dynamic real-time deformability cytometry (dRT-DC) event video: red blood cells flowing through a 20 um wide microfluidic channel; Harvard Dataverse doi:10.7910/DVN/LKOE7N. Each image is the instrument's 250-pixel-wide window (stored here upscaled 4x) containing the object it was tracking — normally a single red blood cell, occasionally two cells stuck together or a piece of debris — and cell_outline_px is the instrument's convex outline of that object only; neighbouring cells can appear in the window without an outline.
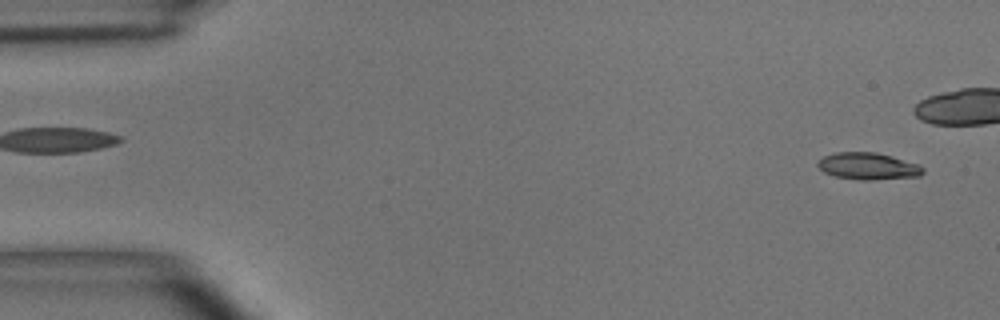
{"species": "common noctule bat (a hibernating species)", "species_latin": "Nyctalus noctula", "temperature_condition": "room temperature", "stored_images_in_passage": 2, "camera_frame_rate_fps": 3000, "um_per_image_px": 0.085, "animal": {"sex": "male", "body_mass_g": 15.6}, "frame": {"image": 1, "passage_image": 2, "time_ms": 1.333, "image_size_px": [1000, 320], "cell_outline_px": [[924, 172], [920, 176], [868, 180], [860, 180], [836, 176], [824, 172], [816, 164], [824, 156], [836, 152], [876, 152], [892, 156], [920, 164], [924, 168]], "centroid_in_image_um": [73.82, 14.12], "position_along_channel_um": 11.2, "area_um2": 16.47}}